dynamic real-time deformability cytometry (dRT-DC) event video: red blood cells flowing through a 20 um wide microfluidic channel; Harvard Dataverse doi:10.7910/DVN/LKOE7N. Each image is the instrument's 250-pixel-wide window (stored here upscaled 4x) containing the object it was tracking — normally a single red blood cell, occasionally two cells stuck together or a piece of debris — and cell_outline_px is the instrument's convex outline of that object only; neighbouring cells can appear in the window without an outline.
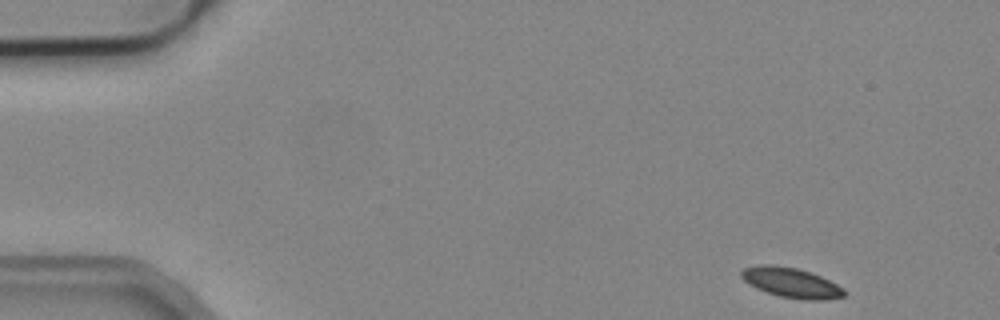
{"species": "common noctule bat (a hibernating species)", "species_latin": "Nyctalus noctula", "temperature_condition": "cold", "stored_images_in_passage": 50, "camera_frame_rate_fps": 3000, "um_per_image_px": 0.085, "animal": {"sex": "male", "body_mass_g": 19.2, "forearm_length_mm": 51.8}, "frame": {"image": 1, "passage_image": 1, "time_ms": 0.0, "image_size_px": [1000, 320], "cell_outline_px": [[848, 292], [844, 296], [824, 300], [804, 300], [780, 296], [756, 288], [748, 284], [740, 276], [740, 272], [744, 268], [760, 264], [772, 264], [796, 268], [820, 276], [844, 288]], "centroid_in_image_um": [67.25, 24.03], "position_along_channel_um": 17.8, "area_um2": 17.92}}
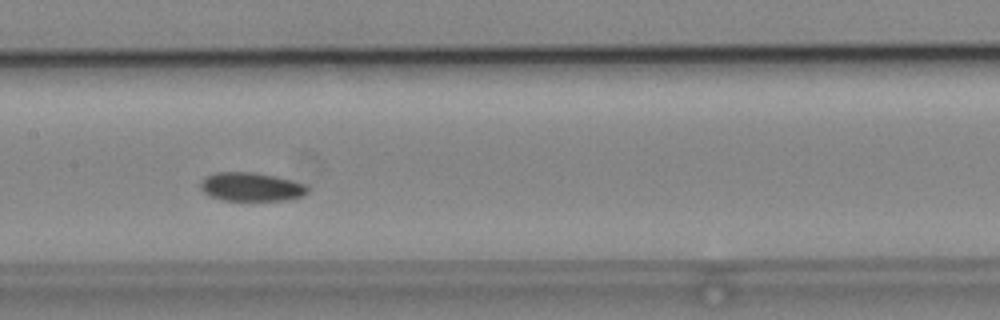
{"frame": {"image": 2, "passage_image": 23, "time_ms": 7.333, "image_size_px": [1000, 320], "cell_outline_px": [[308, 192], [304, 196], [292, 200], [220, 200], [204, 192], [200, 188], [200, 180], [216, 172], [256, 172], [276, 176], [292, 180], [304, 184], [308, 188]], "centroid_in_image_um": [21.38, 15.88], "position_along_channel_um": 186.0, "area_um2": 18.03}}
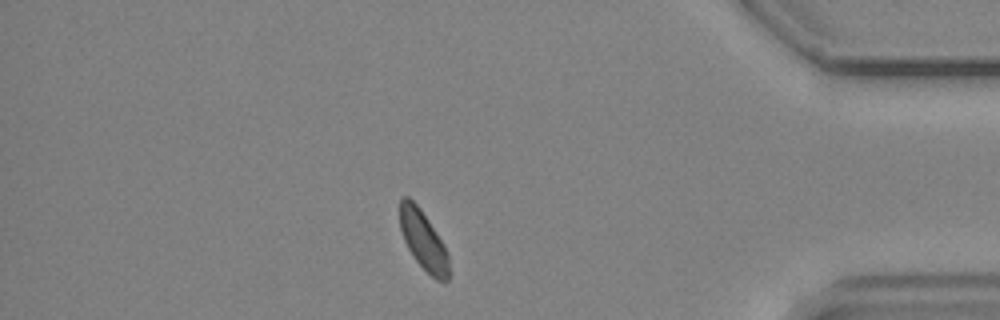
{"frame": {"image": 3, "passage_image": 43, "time_ms": 14.0, "image_size_px": [1000, 320], "cell_outline_px": [[448, 280], [436, 280], [416, 260], [408, 248], [404, 240], [400, 228], [400, 200], [404, 196], [408, 196], [420, 208], [444, 244], [448, 252]], "centroid_in_image_um": [35.97, 20.4], "position_along_channel_um": 399.2, "area_um2": 16.53}, "authors_computed_cell_mechanics": {"area_um2": 17.918, "velocity_mm_per_s": 3.7565, "shape_relaxation_time_tau1_ms": 7.0654, "shape_relaxation_time_tau2_ms": null, "deformation_change_tau1": 0.0708, "deformation_change_tau2": null}}